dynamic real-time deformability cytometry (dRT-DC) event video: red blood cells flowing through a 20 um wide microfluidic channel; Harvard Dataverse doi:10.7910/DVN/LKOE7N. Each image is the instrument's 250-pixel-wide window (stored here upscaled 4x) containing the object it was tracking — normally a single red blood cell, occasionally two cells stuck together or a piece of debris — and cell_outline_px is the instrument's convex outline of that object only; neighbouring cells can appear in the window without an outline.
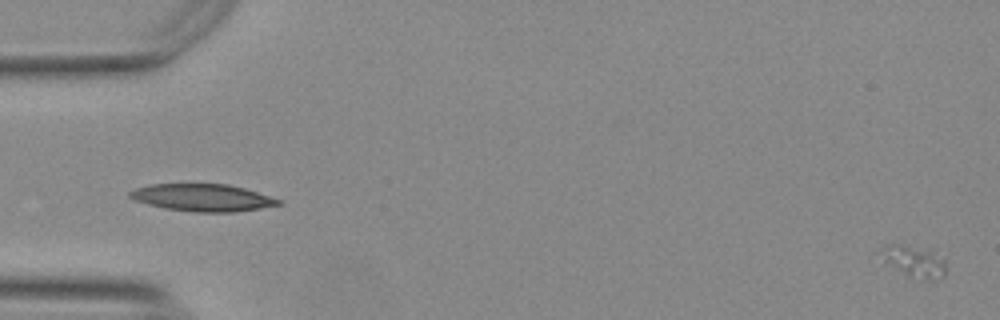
{"species": "Egyptian fruit bat (a non-hibernating species)", "species_latin": "Rousettus aegyptiacus", "temperature_condition": "warm", "stored_images_in_passage": 16, "segment_of_instrument_passage": [1, 2], "camera_frame_rate_fps": 3000, "um_per_image_px": 0.085, "animal": {"sex": "female"}, "frame": {"image": 1, "passage_image": 1, "time_ms": 0.0, "image_size_px": [1000, 320], "cell_outline_px": [[944, 276], [940, 280], [924, 280], [908, 276], [884, 260], [876, 252], [880, 248], [888, 244], [896, 244], [932, 252], [944, 260]], "centroid_in_image_um": [77.66, 22.25], "position_along_channel_um": 7.3, "area_um2": 11.56}}
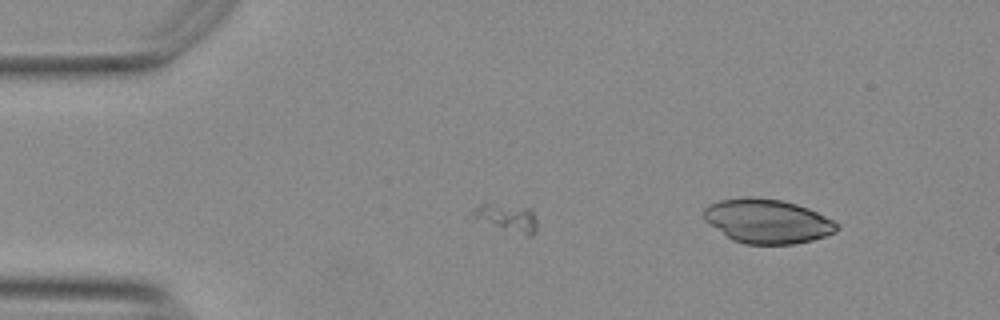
{"frame": {"image": 2, "passage_image": 14, "time_ms": 4.333, "image_size_px": [1000, 320], "cell_outline_px": [[536, 232], [528, 236], [472, 220], [472, 208], [480, 204], [488, 204], [528, 208], [532, 212], [536, 220]], "centroid_in_image_um": [43.02, 18.53], "position_along_channel_um": 42.0, "area_um2": 10.23}}